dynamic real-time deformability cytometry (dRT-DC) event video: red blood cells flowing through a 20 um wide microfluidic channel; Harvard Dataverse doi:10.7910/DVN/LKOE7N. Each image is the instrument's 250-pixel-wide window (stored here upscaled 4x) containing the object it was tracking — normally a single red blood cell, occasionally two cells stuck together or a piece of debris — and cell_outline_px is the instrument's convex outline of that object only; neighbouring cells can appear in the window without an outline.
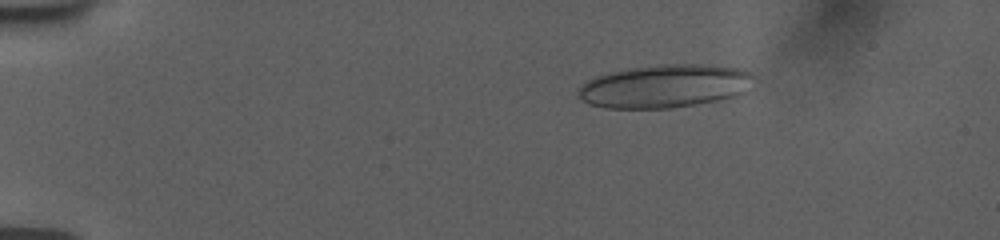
{"species": "human", "species_latin": "Homo sapiens", "temperature_condition": "room temperature", "stored_images_in_passage": 54, "camera_frame_rate_fps": 3000, "um_per_image_px": 0.085, "donor": {"sex": "female"}, "frame": {"image": 1, "passage_image": 8, "time_ms": 2.333, "image_size_px": [1000, 240], "cell_outline_px": [[756, 76], [744, 92], [736, 96], [696, 104], [668, 108], [604, 108], [588, 104], [576, 92], [588, 80], [596, 76], [608, 72], [632, 68], [660, 64], [700, 64], [736, 68], [748, 72]], "centroid_in_image_um": [56.49, 7.32], "position_along_channel_um": 28.5, "area_um2": 43.87}}
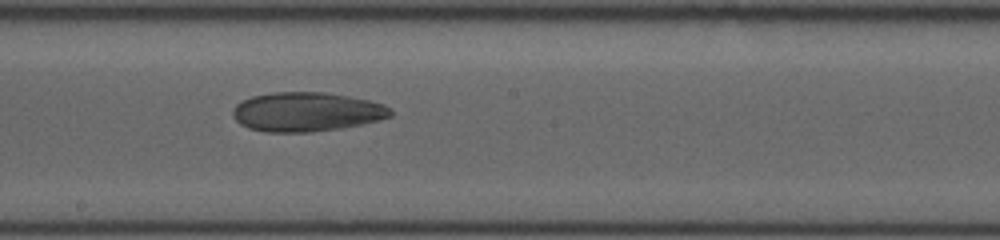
{"frame": {"image": 2, "passage_image": 31, "time_ms": 10.0, "image_size_px": [1000, 240], "cell_outline_px": [[392, 116], [360, 124], [340, 128], [308, 132], [264, 132], [248, 128], [240, 124], [232, 116], [232, 112], [236, 104], [252, 96], [272, 92], [324, 92], [348, 96], [368, 100], [384, 104], [392, 108]], "centroid_in_image_um": [26.04, 9.5], "position_along_channel_um": 222.2, "area_um2": 36.01}}
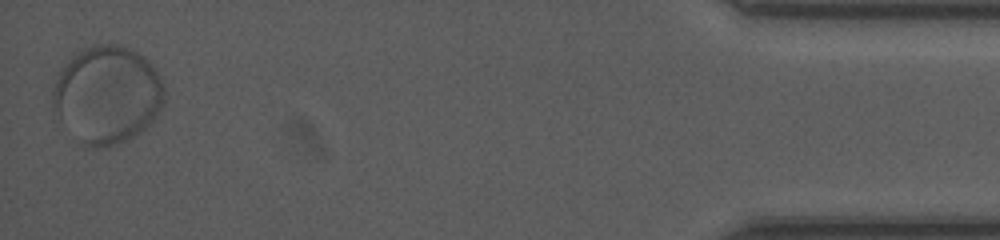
{"frame": {"image": 3, "passage_image": 54, "time_ms": 17.667, "image_size_px": [1000, 240], "cell_outline_px": [[164, 100], [156, 116], [140, 132], [128, 140], [108, 148], [92, 148], [84, 144], [52, 112], [52, 88], [60, 72], [68, 60], [76, 52], [92, 44], [120, 44], [144, 56], [152, 64], [160, 76], [164, 88]], "centroid_in_image_um": [9.1, 8.04], "position_along_channel_um": 426.1, "area_um2": 63.64}}